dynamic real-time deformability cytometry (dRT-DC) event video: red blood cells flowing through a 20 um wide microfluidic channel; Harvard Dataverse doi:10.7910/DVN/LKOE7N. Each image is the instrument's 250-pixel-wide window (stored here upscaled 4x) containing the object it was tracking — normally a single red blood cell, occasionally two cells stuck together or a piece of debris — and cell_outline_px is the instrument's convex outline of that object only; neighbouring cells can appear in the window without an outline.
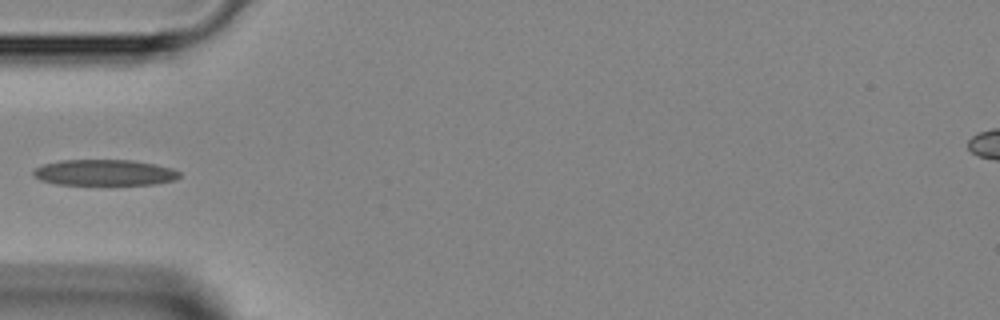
{"species": "Egyptian fruit bat (a non-hibernating species)", "species_latin": "Rousettus aegyptiacus", "temperature_condition": "room temperature", "stored_images_in_passage": 32, "camera_frame_rate_fps": 3000, "um_per_image_px": 0.085, "animal": {"sex": "female"}, "frame": {"image": 1, "passage_image": 1, "time_ms": 0.0, "image_size_px": [1000, 320], "cell_outline_px": [[180, 176], [176, 180], [152, 184], [56, 184], [40, 180], [32, 172], [36, 168], [44, 164], [60, 160], [132, 160], [172, 168], [180, 172]], "centroid_in_image_um": [8.89, 14.66], "position_along_channel_um": 76.1, "area_um2": 21.85}}
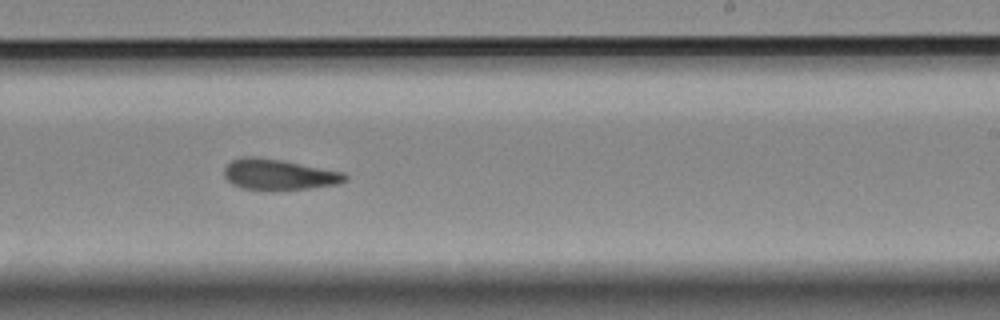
{"frame": {"image": 2, "passage_image": 14, "time_ms": 4.333, "image_size_px": [1000, 320], "cell_outline_px": [[348, 180], [340, 184], [308, 188], [240, 188], [232, 184], [224, 176], [224, 168], [232, 160], [240, 156], [256, 156], [284, 160], [344, 172], [348, 176]], "centroid_in_image_um": [23.72, 14.79], "position_along_channel_um": 265.3, "area_um2": 21.44}}
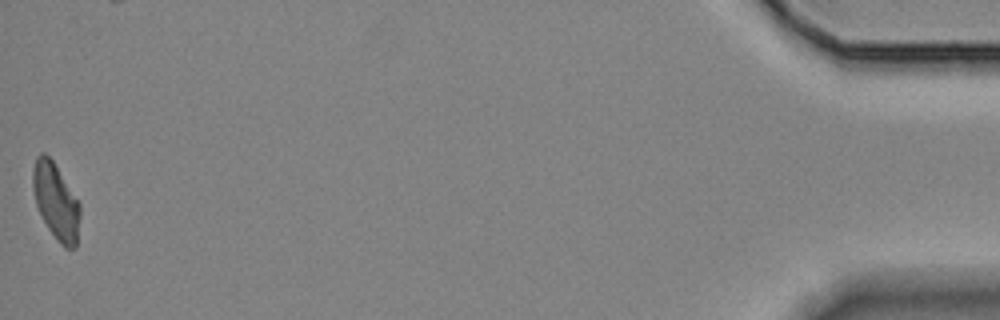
{"frame": {"image": 3, "passage_image": 32, "time_ms": 10.333, "image_size_px": [1000, 320], "cell_outline_px": [[80, 216], [76, 248], [64, 248], [60, 244], [48, 228], [36, 204], [32, 188], [32, 172], [36, 156], [40, 152], [44, 152], [52, 160], [80, 204]], "centroid_in_image_um": [4.74, 17.12], "position_along_channel_um": 430.5, "area_um2": 20.75}}